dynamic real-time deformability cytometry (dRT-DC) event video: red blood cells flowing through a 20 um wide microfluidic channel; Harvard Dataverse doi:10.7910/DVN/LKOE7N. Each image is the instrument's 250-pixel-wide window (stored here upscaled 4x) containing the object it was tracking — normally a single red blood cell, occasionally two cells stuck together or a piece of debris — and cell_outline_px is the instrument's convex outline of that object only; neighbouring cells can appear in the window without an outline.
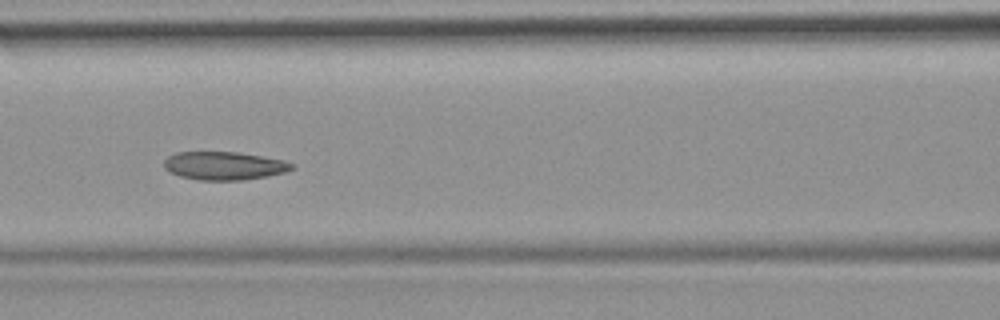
{"species": "common noctule bat (a hibernating species)", "species_latin": "Nyctalus noctula", "temperature_condition": "room temperature", "stored_images_in_passage": 52, "camera_frame_rate_fps": 3000, "um_per_image_px": 0.085, "animal": {"sex": "female", "body_mass_g": 19.9}, "frame": {"image": 1, "passage_image": 23, "time_ms": 7.333, "image_size_px": [1000, 320], "cell_outline_px": [[296, 168], [284, 172], [268, 176], [244, 180], [200, 180], [180, 176], [168, 172], [164, 168], [164, 160], [168, 156], [176, 152], [236, 152], [264, 156], [284, 160], [296, 164]], "centroid_in_image_um": [19.08, 14.09], "position_along_channel_um": 147.5, "area_um2": 21.27}, "authors_computed_cell_mechanics": {"area_um2": 22.1663, "velocity_mm_per_s": 3.9325, "shape_relaxation_time_tau1_ms": 4.9667, "shape_relaxation_time_tau2_ms": 3.9725, "deformation_change_tau1": 0.0917, "deformation_change_tau2": 0.092}}